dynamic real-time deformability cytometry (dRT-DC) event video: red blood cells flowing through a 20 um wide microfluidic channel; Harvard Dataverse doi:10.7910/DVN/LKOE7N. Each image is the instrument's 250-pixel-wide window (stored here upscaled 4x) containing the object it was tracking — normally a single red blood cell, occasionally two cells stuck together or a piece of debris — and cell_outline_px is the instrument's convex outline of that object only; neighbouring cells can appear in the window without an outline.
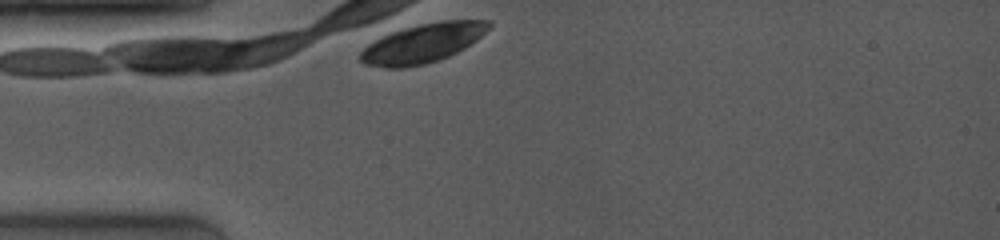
{"species": "common noctule bat (a hibernating species)", "species_latin": "Nyctalus noctula", "temperature_condition": "room temperature", "stored_images_in_passage": 1, "camera_frame_rate_fps": 4000, "um_per_image_px": 0.085, "animal": {"sex": "female", "body_mass_g": 19.0, "forearm_length_mm": 53.3}, "frame": {"image": 1, "passage_image": 1, "time_ms": 0.0, "image_size_px": [1000, 240], "cell_outline_px": [[492, 24], [476, 40], [464, 48], [448, 56], [424, 64], [404, 68], [384, 68], [364, 64], [360, 60], [360, 52], [368, 44], [392, 32], [420, 24], [440, 20], [492, 20]], "centroid_in_image_um": [35.93, 3.68], "position_along_channel_um": 49.1, "area_um2": 28.9}}